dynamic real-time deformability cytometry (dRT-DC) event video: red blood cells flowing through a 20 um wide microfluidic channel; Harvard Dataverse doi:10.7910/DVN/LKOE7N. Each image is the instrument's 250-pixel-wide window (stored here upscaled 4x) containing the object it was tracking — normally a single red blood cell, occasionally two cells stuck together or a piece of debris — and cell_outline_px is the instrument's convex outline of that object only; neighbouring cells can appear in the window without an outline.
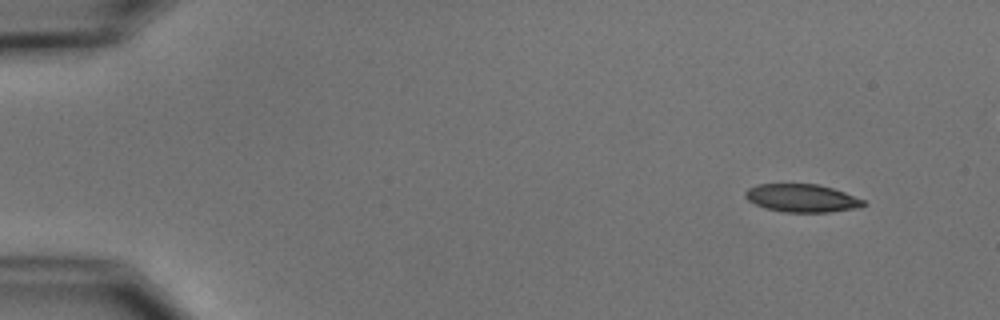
{"species": "common noctule bat (a hibernating species)", "species_latin": "Nyctalus noctula", "temperature_condition": "cold", "stored_images_in_passage": 5, "camera_frame_rate_fps": 3000, "um_per_image_px": 0.085, "animal": {"sex": "male", "body_mass_g": 15.6}, "frame": {"image": 1, "passage_image": 1, "time_ms": 0.0, "image_size_px": [1000, 320], "cell_outline_px": [[868, 204], [860, 208], [828, 212], [784, 212], [764, 208], [748, 200], [744, 196], [744, 192], [748, 188], [756, 184], [820, 184], [844, 192], [864, 200]], "centroid_in_image_um": [68.17, 16.84], "position_along_channel_um": 16.8, "area_um2": 19.42}}